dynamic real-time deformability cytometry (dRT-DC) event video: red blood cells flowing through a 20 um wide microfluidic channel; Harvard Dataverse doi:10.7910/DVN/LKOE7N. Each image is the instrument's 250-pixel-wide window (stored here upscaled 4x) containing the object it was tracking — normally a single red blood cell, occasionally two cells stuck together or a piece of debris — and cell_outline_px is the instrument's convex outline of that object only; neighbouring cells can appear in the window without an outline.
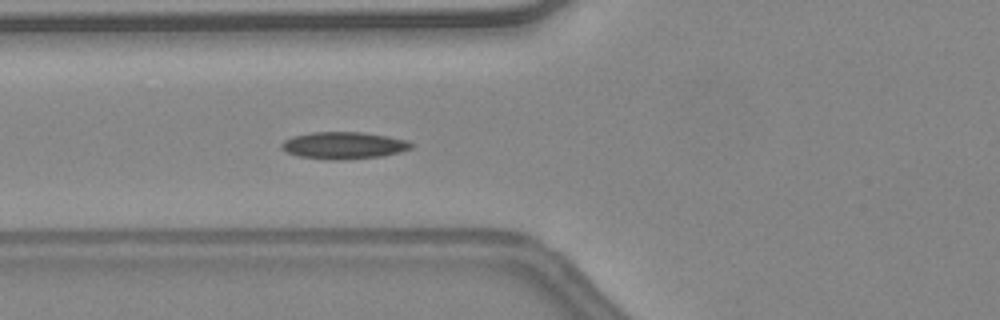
{"species": "common noctule bat (a hibernating species)", "species_latin": "Nyctalus noctula", "temperature_condition": "warm", "stored_images_in_passage": 48, "camera_frame_rate_fps": 3000, "um_per_image_px": 0.085, "animal": {"sex": "female", "body_mass_g": 24.6, "forearm_length_mm": 56.2}, "frame": {"image": 1, "passage_image": 21, "time_ms": 6.667, "image_size_px": [1000, 320], "cell_outline_px": [[416, 144], [412, 148], [400, 152], [380, 156], [340, 160], [328, 160], [300, 156], [288, 152], [280, 148], [280, 144], [284, 140], [292, 136], [312, 132], [364, 132], [388, 136], [408, 140]], "centroid_in_image_um": [29.24, 12.35], "position_along_channel_um": 96.6, "area_um2": 20.58}, "authors_computed_cell_mechanics": {"area_um2": 18.8139, "velocity_mm_per_s": 4.5423, "shape_relaxation_time_tau1_ms": 11.3132, "shape_relaxation_time_tau2_ms": 6.7058, "deformation_change_tau1": 0.2107, "deformation_change_tau2": 0.1459}}